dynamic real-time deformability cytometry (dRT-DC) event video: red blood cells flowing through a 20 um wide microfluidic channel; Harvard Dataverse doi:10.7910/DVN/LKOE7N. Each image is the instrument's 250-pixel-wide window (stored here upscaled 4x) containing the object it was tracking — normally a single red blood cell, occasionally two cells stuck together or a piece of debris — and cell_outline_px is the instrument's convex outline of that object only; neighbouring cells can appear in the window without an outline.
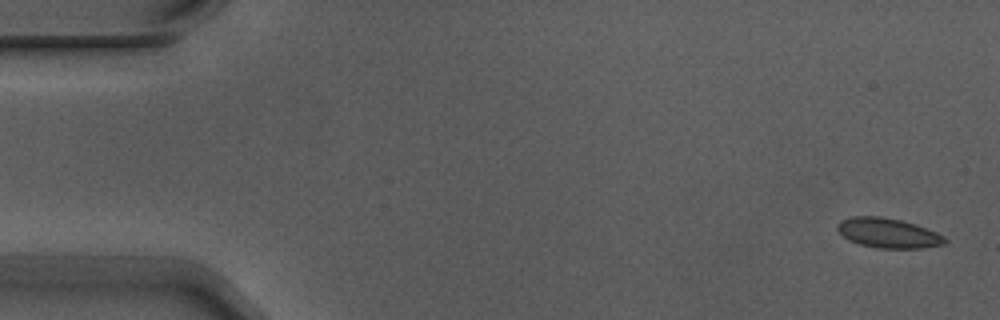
{"species": "Egyptian fruit bat (a non-hibernating species)", "species_latin": "Rousettus aegyptiacus", "temperature_condition": "warm", "stored_images_in_passage": 5, "camera_frame_rate_fps": 3000, "um_per_image_px": 0.085, "animal": {"sex": "male"}, "frame": {"image": 1, "passage_image": 1, "time_ms": 0.0, "image_size_px": [1000, 320], "cell_outline_px": [[948, 240], [944, 244], [924, 248], [876, 248], [860, 244], [848, 240], [836, 228], [836, 224], [840, 220], [852, 216], [880, 216], [900, 220], [916, 224], [936, 232], [944, 236]], "centroid_in_image_um": [75.48, 19.8], "position_along_channel_um": 9.5, "area_um2": 18.73}}
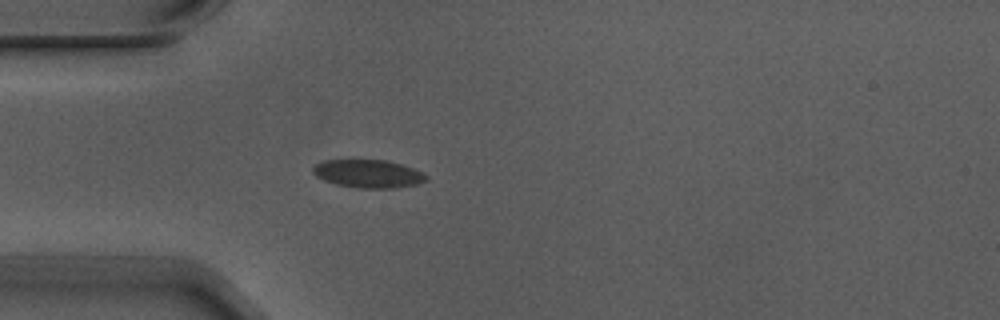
{"frame": {"image": 2, "passage_image": 5, "time_ms": 1.333, "image_size_px": [1000, 320], "cell_outline_px": [[428, 180], [416, 184], [396, 188], [356, 188], [336, 184], [324, 180], [316, 176], [312, 172], [312, 168], [316, 164], [324, 160], [384, 160], [400, 164], [424, 172], [428, 176]], "centroid_in_image_um": [31.3, 14.77], "position_along_channel_um": 53.7, "area_um2": 18.55}}